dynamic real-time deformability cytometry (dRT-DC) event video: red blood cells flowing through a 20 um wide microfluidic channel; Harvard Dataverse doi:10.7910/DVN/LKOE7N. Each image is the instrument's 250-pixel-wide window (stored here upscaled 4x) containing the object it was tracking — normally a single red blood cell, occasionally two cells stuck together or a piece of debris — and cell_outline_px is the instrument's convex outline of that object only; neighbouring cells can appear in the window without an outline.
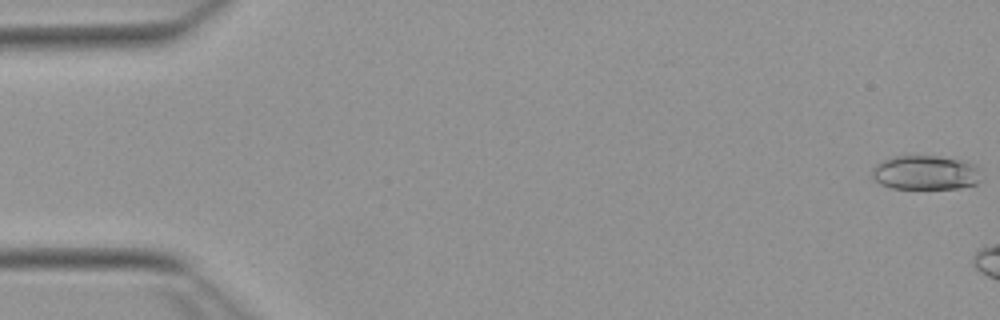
{"species": "Egyptian fruit bat (a non-hibernating species)", "species_latin": "Rousettus aegyptiacus", "temperature_condition": "warm", "stored_images_in_passage": 8, "camera_frame_rate_fps": 3000, "um_per_image_px": 0.085, "animal": {"sex": "female"}, "frame": {"image": 1, "passage_image": 1, "time_ms": 0.0, "image_size_px": [1000, 320], "cell_outline_px": [[980, 180], [976, 184], [960, 188], [892, 188], [880, 184], [872, 176], [872, 168], [876, 164], [892, 156], [940, 156], [968, 160], [976, 164], [980, 168]], "centroid_in_image_um": [78.72, 14.66], "position_along_channel_um": 6.3, "area_um2": 22.14}}